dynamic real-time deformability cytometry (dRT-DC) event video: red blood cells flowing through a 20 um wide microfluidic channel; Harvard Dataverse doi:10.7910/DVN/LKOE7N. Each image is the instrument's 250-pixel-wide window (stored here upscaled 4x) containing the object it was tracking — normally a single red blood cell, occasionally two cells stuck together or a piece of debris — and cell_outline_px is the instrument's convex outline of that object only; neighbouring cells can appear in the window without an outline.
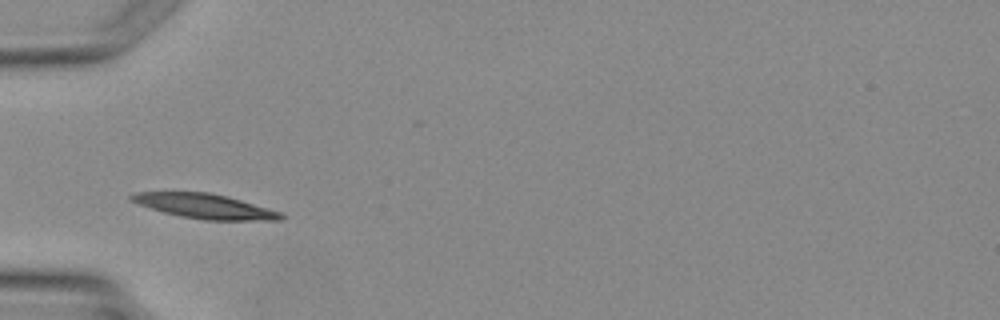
{"species": "Egyptian fruit bat (a non-hibernating species)", "species_latin": "Rousettus aegyptiacus", "temperature_condition": "warm", "stored_images_in_passage": 1, "camera_frame_rate_fps": 3000, "um_per_image_px": 0.085, "animal": {"sex": "female"}, "frame": {"image": 1, "passage_image": 1, "time_ms": 0.0, "image_size_px": [1000, 320], "cell_outline_px": [[284, 216], [280, 220], [204, 220], [180, 216], [164, 212], [128, 200], [128, 196], [136, 192], [208, 192], [228, 196], [280, 212]], "centroid_in_image_um": [17.38, 17.52], "position_along_channel_um": 67.6, "area_um2": 21.27}}